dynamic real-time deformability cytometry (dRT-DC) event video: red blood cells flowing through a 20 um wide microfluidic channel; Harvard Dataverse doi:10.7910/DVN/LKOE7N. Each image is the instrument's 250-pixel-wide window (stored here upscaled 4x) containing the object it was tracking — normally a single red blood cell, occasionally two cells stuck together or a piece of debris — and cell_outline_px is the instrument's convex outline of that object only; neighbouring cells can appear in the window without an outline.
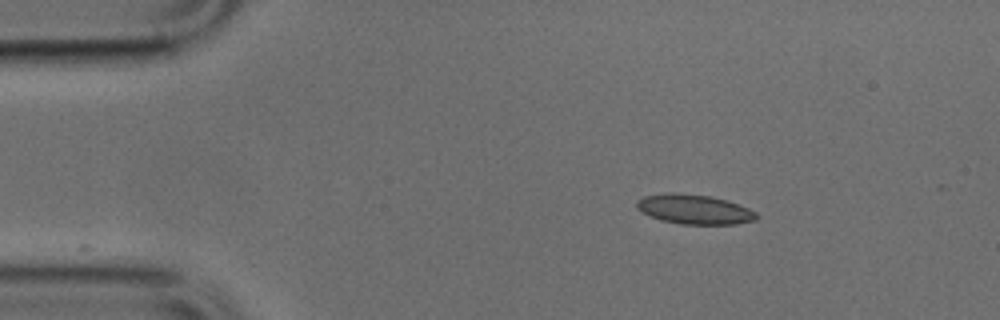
{"species": "common noctule bat (a hibernating species)", "species_latin": "Nyctalus noctula", "temperature_condition": "cold", "stored_images_in_passage": 21, "camera_frame_rate_fps": 3000, "um_per_image_px": 0.085, "animal": {"sex": "male", "body_mass_g": 17.9, "forearm_length_mm": 54.2}, "frame": {"image": 1, "passage_image": 1, "time_ms": 0.0, "image_size_px": [1000, 320], "cell_outline_px": [[760, 216], [756, 220], [736, 224], [680, 224], [660, 220], [636, 208], [636, 200], [644, 196], [672, 192], [712, 196], [728, 200], [748, 208], [756, 212]], "centroid_in_image_um": [59.05, 17.79], "position_along_channel_um": 26.0, "area_um2": 20.75}}
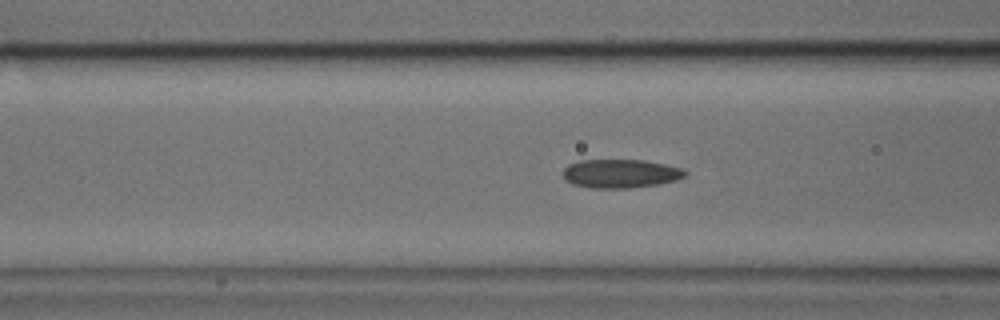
{"frame": {"image": 2, "passage_image": 12, "time_ms": 3.667, "image_size_px": [1000, 320], "cell_outline_px": [[688, 172], [684, 176], [676, 180], [660, 184], [628, 188], [592, 188], [572, 184], [564, 180], [564, 168], [568, 164], [580, 160], [644, 160], [664, 164], [680, 168]], "centroid_in_image_um": [52.72, 14.76], "position_along_channel_um": 113.9, "area_um2": 20.4}}
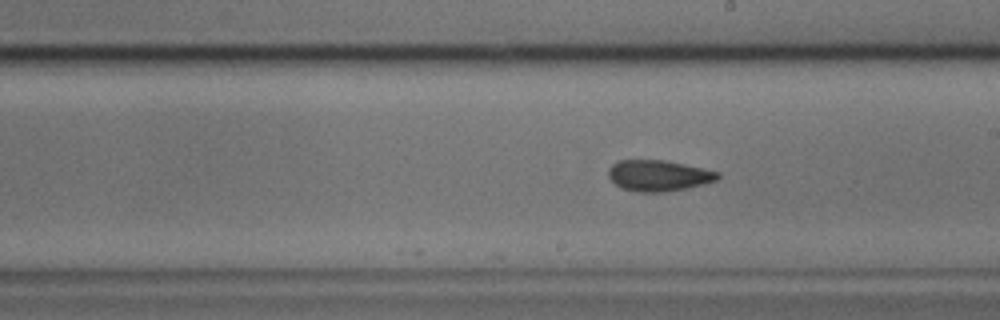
{"frame": {"image": 3, "passage_image": 21, "time_ms": 6.667, "image_size_px": [1000, 320], "cell_outline_px": [[720, 176], [716, 180], [704, 184], [668, 192], [636, 192], [620, 188], [608, 176], [608, 168], [612, 164], [620, 160], [664, 160], [704, 168], [720, 172]], "centroid_in_image_um": [55.97, 14.93], "position_along_channel_um": 233.0, "area_um2": 19.88}}